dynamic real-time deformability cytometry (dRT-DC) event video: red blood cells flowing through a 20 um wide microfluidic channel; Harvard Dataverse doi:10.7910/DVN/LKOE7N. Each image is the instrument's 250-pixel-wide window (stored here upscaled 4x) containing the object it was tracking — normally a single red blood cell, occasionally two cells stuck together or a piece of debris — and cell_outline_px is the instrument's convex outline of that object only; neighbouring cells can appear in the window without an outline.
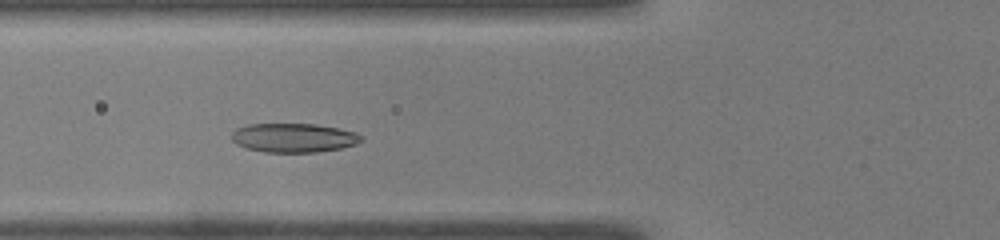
{"species": "common noctule bat (a hibernating species)", "species_latin": "Nyctalus noctula", "temperature_condition": "warm", "stored_images_in_passage": 9, "camera_frame_rate_fps": 3000, "um_per_image_px": 0.085, "animal": {"sex": "male", "body_mass_g": 19.0, "forearm_length_mm": 50.8}, "frame": {"image": 1, "passage_image": 7, "time_ms": 2.0, "image_size_px": [1000, 240], "cell_outline_px": [[364, 136], [356, 144], [340, 148], [316, 152], [264, 152], [248, 148], [236, 144], [232, 140], [232, 132], [236, 128], [248, 124], [316, 124], [356, 132]], "centroid_in_image_um": [24.95, 11.71], "position_along_channel_um": 100.9, "area_um2": 21.85}}